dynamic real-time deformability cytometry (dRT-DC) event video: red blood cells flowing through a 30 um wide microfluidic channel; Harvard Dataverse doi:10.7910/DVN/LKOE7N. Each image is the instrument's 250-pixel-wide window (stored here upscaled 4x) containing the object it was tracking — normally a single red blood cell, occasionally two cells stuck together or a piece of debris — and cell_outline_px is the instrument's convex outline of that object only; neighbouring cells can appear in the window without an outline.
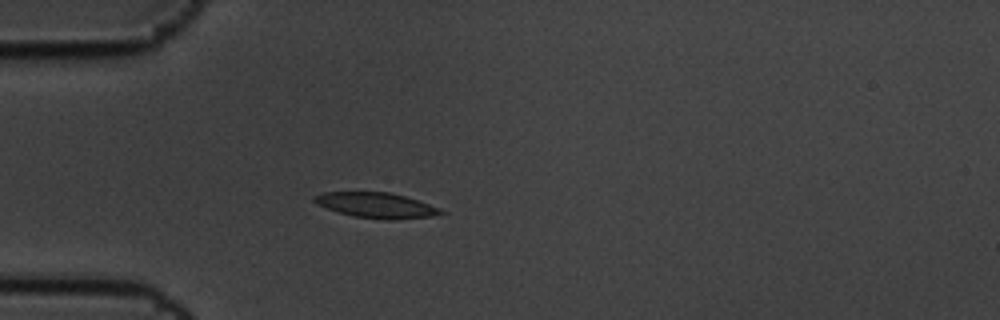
{"species": "common noctule bat (a hibernating species)", "species_latin": "Nyctalus noctula", "temperature_condition": "cold", "stored_images_in_passage": 4, "camera_frame_rate_fps": 3000, "um_per_image_px": 0.085, "animal": {"sex": "male", "body_mass_g": 19.5, "forearm_length_mm": 54.6}, "frame": {"image": 1, "passage_image": 4, "time_ms": 1.0, "image_size_px": [1000, 320], "cell_outline_px": [[448, 212], [432, 216], [392, 220], [384, 220], [352, 216], [328, 208], [312, 200], [312, 196], [324, 192], [388, 192], [404, 196], [440, 208]], "centroid_in_image_um": [32.0, 17.45], "position_along_channel_um": 53.0, "area_um2": 18.5}}